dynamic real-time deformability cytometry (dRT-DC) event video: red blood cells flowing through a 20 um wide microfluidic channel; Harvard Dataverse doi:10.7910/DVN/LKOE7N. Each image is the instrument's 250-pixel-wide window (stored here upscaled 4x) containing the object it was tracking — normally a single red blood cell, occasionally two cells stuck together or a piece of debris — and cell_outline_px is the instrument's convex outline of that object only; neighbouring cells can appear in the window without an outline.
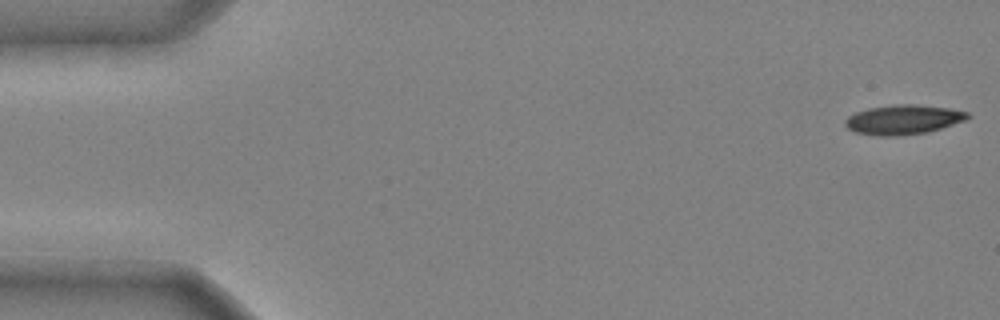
{"species": "common noctule bat (a hibernating species)", "species_latin": "Nyctalus noctula", "temperature_condition": "cold", "stored_images_in_passage": 45, "camera_frame_rate_fps": 3000, "um_per_image_px": 0.085, "animal": {"sex": "male", "body_mass_g": 20.4}, "frame": {"image": 1, "passage_image": 1, "time_ms": 0.0, "image_size_px": [1000, 320], "cell_outline_px": [[972, 116], [968, 120], [928, 132], [896, 136], [876, 136], [856, 132], [848, 128], [844, 124], [844, 120], [848, 116], [856, 112], [868, 108], [892, 104], [916, 104], [948, 108], [968, 112]], "centroid_in_image_um": [76.8, 10.16], "position_along_channel_um": 8.2, "area_um2": 21.33}}
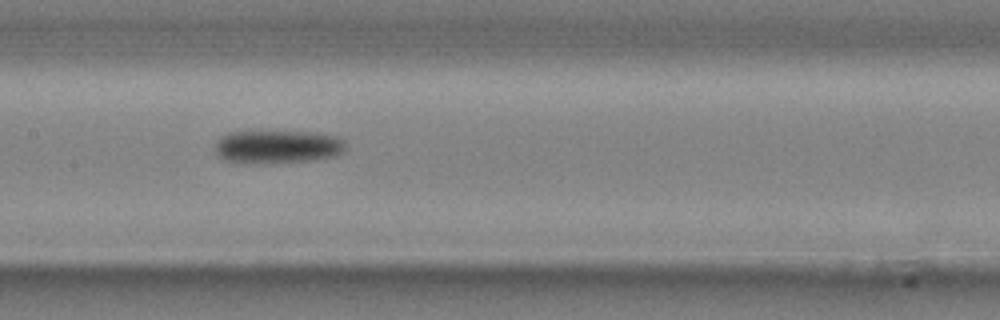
{"frame": {"image": 2, "passage_image": 24, "time_ms": 7.667, "image_size_px": [1000, 320], "cell_outline_px": [[344, 152], [336, 156], [308, 160], [228, 160], [216, 156], [216, 140], [220, 136], [228, 132], [316, 132], [336, 136], [344, 140]], "centroid_in_image_um": [23.63, 12.41], "position_along_channel_um": 183.8, "area_um2": 24.04}}
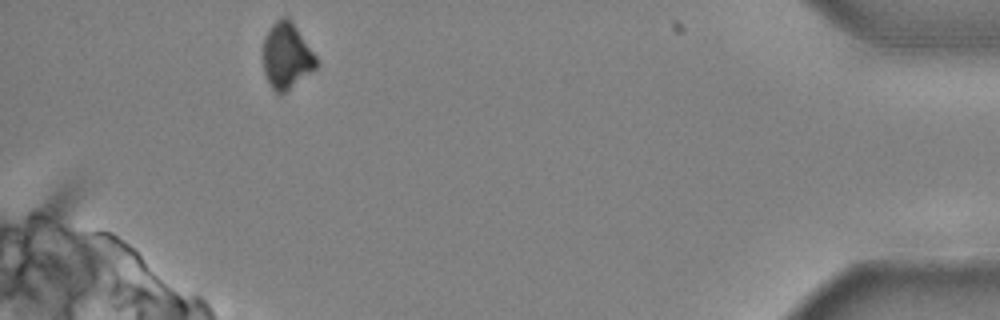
{"frame": {"image": 3, "passage_image": 45, "time_ms": 14.667, "image_size_px": [1000, 320], "cell_outline_px": [[320, 64], [316, 68], [284, 92], [276, 92], [272, 88], [264, 72], [264, 36], [268, 28], [280, 16], [288, 16], [316, 56]], "centroid_in_image_um": [24.36, 4.7], "position_along_channel_um": 410.8, "area_um2": 20.17}}